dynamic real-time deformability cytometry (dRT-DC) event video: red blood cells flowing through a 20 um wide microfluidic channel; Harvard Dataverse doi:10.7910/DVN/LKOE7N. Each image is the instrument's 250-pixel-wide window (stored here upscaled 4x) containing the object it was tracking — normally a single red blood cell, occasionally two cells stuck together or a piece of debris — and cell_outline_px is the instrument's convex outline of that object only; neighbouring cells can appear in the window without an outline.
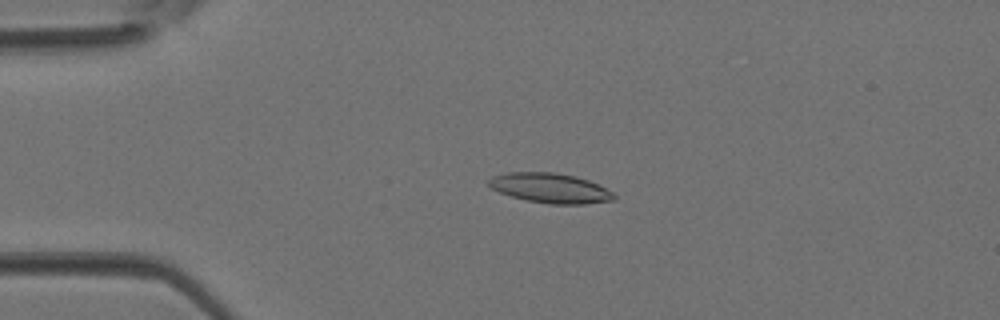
{"species": "Egyptian fruit bat (a non-hibernating species)", "species_latin": "Rousettus aegyptiacus", "temperature_condition": "room temperature", "stored_images_in_passage": 3, "camera_frame_rate_fps": 3000, "um_per_image_px": 0.085, "animal": {"sex": "female"}, "frame": {"image": 1, "passage_image": 2, "time_ms": 0.333, "image_size_px": [1000, 320], "cell_outline_px": [[616, 200], [584, 204], [548, 204], [528, 200], [512, 196], [500, 192], [492, 188], [484, 180], [492, 176], [508, 172], [552, 172], [576, 176], [588, 180], [612, 192], [616, 196]], "centroid_in_image_um": [46.75, 15.98], "position_along_channel_um": 38.3, "area_um2": 21.73}}